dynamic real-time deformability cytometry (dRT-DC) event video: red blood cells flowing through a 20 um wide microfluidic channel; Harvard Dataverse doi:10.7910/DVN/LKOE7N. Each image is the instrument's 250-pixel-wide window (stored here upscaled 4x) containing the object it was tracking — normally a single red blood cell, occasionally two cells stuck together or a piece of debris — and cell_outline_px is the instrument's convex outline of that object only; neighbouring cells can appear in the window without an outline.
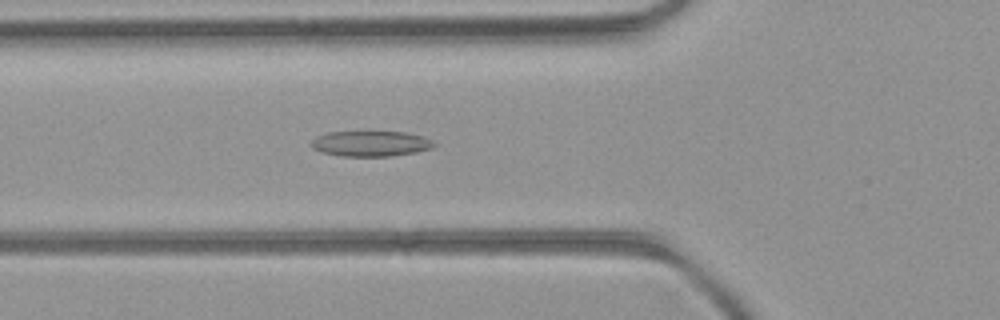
{"species": "common noctule bat (a hibernating species)", "species_latin": "Nyctalus noctula", "temperature_condition": "room temperature", "stored_images_in_passage": 51, "camera_frame_rate_fps": 3000, "um_per_image_px": 0.085, "animal": {"sex": "female", "body_mass_g": 21.9}, "frame": {"image": 1, "passage_image": 19, "time_ms": 6.0, "image_size_px": [1000, 320], "cell_outline_px": [[436, 144], [432, 148], [416, 152], [388, 156], [340, 156], [324, 152], [312, 148], [312, 140], [316, 136], [328, 132], [368, 128], [404, 132], [420, 136], [432, 140]], "centroid_in_image_um": [31.48, 12.14], "position_along_channel_um": 94.3, "area_um2": 19.07}}
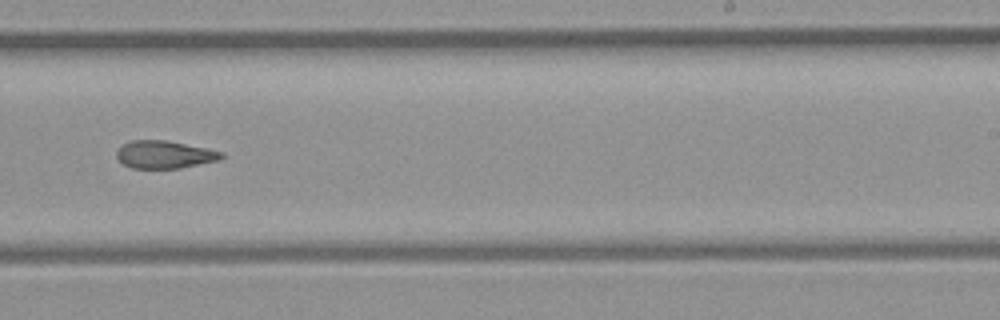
{"frame": {"image": 2, "passage_image": 32, "time_ms": 10.333, "image_size_px": [1000, 320], "cell_outline_px": [[224, 156], [220, 160], [180, 168], [132, 168], [124, 164], [116, 156], [116, 152], [124, 144], [132, 140], [168, 140], [208, 148], [224, 152]], "centroid_in_image_um": [14.03, 13.13], "position_along_channel_um": 275.0, "area_um2": 16.94}}
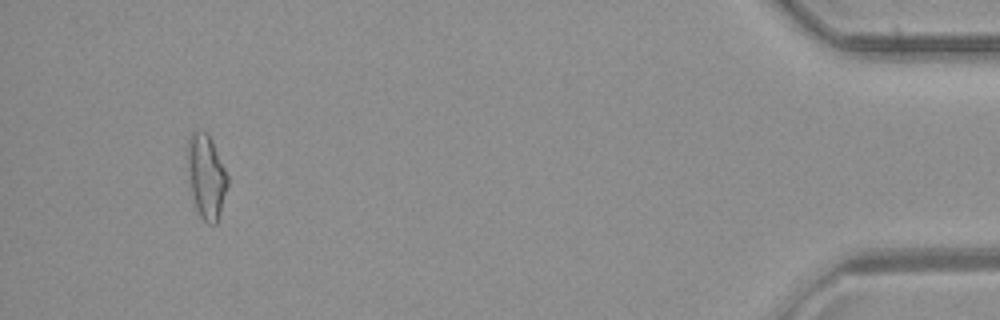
{"frame": {"image": 3, "passage_image": 48, "time_ms": 15.667, "image_size_px": [1000, 320], "cell_outline_px": [[228, 184], [220, 212], [216, 224], [208, 224], [200, 216], [196, 208], [192, 196], [188, 180], [188, 140], [192, 132], [196, 128], [208, 132], [228, 176]], "centroid_in_image_um": [17.52, 14.97], "position_along_channel_um": 417.7, "area_um2": 19.59}, "authors_computed_cell_mechanics": {"area_um2": 18.6694, "velocity_mm_per_s": 4.1596, "shape_relaxation_time_tau1_ms": null, "shape_relaxation_time_tau2_ms": 4.425, "deformation_change_tau1": null, "deformation_change_tau2": 0.1293}}